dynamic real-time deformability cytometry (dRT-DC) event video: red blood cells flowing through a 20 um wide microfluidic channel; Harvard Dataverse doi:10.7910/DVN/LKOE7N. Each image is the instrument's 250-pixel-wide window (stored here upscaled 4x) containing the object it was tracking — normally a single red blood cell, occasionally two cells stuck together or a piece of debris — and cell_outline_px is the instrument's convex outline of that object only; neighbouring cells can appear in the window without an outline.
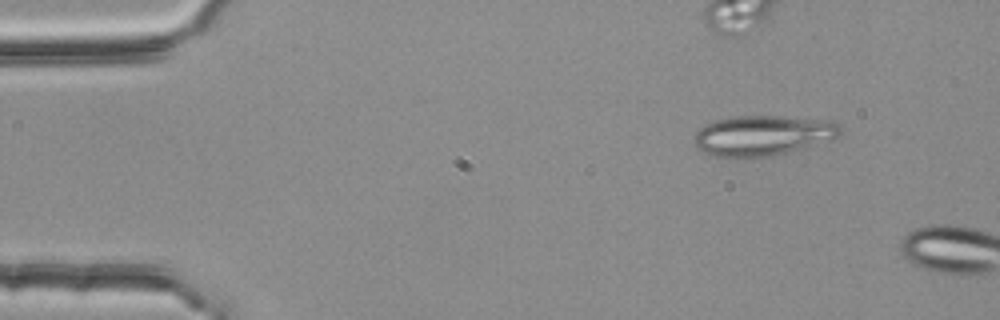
{"species": "common noctule bat (a hibernating species)", "species_latin": "Nyctalus noctula", "temperature_condition": "room temperature", "stored_images_in_passage": 6, "camera_frame_rate_fps": 3000, "um_per_image_px": 0.085, "animal": {"sex": "female", "body_mass_g": 25.1}, "frame": {"image": 1, "passage_image": 3, "time_ms": 0.667, "image_size_px": [1000, 320], "cell_outline_px": [[840, 136], [804, 148], [772, 156], [748, 160], [736, 160], [712, 156], [704, 152], [692, 140], [692, 136], [704, 124], [716, 120], [732, 116], [780, 116], [832, 120], [840, 124]], "centroid_in_image_um": [64.79, 11.55], "position_along_channel_um": 20.2, "area_um2": 35.2}}